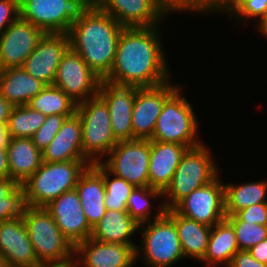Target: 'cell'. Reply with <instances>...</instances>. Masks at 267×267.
I'll use <instances>...</instances> for the list:
<instances>
[{
	"label": "cell",
	"instance_id": "ffe728a7",
	"mask_svg": "<svg viewBox=\"0 0 267 267\" xmlns=\"http://www.w3.org/2000/svg\"><path fill=\"white\" fill-rule=\"evenodd\" d=\"M0 253L9 267L42 266L23 220L10 219L0 223Z\"/></svg>",
	"mask_w": 267,
	"mask_h": 267
},
{
	"label": "cell",
	"instance_id": "d4e9b609",
	"mask_svg": "<svg viewBox=\"0 0 267 267\" xmlns=\"http://www.w3.org/2000/svg\"><path fill=\"white\" fill-rule=\"evenodd\" d=\"M45 86L22 67L0 70V94L12 106L27 105Z\"/></svg>",
	"mask_w": 267,
	"mask_h": 267
},
{
	"label": "cell",
	"instance_id": "484cf974",
	"mask_svg": "<svg viewBox=\"0 0 267 267\" xmlns=\"http://www.w3.org/2000/svg\"><path fill=\"white\" fill-rule=\"evenodd\" d=\"M7 149L10 178L22 185L42 164V152L32 138H11Z\"/></svg>",
	"mask_w": 267,
	"mask_h": 267
},
{
	"label": "cell",
	"instance_id": "9c48e42d",
	"mask_svg": "<svg viewBox=\"0 0 267 267\" xmlns=\"http://www.w3.org/2000/svg\"><path fill=\"white\" fill-rule=\"evenodd\" d=\"M76 113L82 124L83 154L92 164L99 163L118 142L112 133L108 105L97 95L78 103Z\"/></svg>",
	"mask_w": 267,
	"mask_h": 267
},
{
	"label": "cell",
	"instance_id": "f6af8a7d",
	"mask_svg": "<svg viewBox=\"0 0 267 267\" xmlns=\"http://www.w3.org/2000/svg\"><path fill=\"white\" fill-rule=\"evenodd\" d=\"M11 137L6 125H0V147H7Z\"/></svg>",
	"mask_w": 267,
	"mask_h": 267
},
{
	"label": "cell",
	"instance_id": "e575fe53",
	"mask_svg": "<svg viewBox=\"0 0 267 267\" xmlns=\"http://www.w3.org/2000/svg\"><path fill=\"white\" fill-rule=\"evenodd\" d=\"M238 0H172V12L204 15L220 13L224 16L234 9ZM187 11V12H186Z\"/></svg>",
	"mask_w": 267,
	"mask_h": 267
},
{
	"label": "cell",
	"instance_id": "d6a6232c",
	"mask_svg": "<svg viewBox=\"0 0 267 267\" xmlns=\"http://www.w3.org/2000/svg\"><path fill=\"white\" fill-rule=\"evenodd\" d=\"M45 119L46 115L28 105L13 106L6 126L11 138H32Z\"/></svg>",
	"mask_w": 267,
	"mask_h": 267
},
{
	"label": "cell",
	"instance_id": "ba28073f",
	"mask_svg": "<svg viewBox=\"0 0 267 267\" xmlns=\"http://www.w3.org/2000/svg\"><path fill=\"white\" fill-rule=\"evenodd\" d=\"M94 4V0H19V10L22 19L44 33H68Z\"/></svg>",
	"mask_w": 267,
	"mask_h": 267
},
{
	"label": "cell",
	"instance_id": "d590c367",
	"mask_svg": "<svg viewBox=\"0 0 267 267\" xmlns=\"http://www.w3.org/2000/svg\"><path fill=\"white\" fill-rule=\"evenodd\" d=\"M226 219L235 230L239 250L248 251L254 245L267 239V226L243 222L235 215H226Z\"/></svg>",
	"mask_w": 267,
	"mask_h": 267
},
{
	"label": "cell",
	"instance_id": "44dd1931",
	"mask_svg": "<svg viewBox=\"0 0 267 267\" xmlns=\"http://www.w3.org/2000/svg\"><path fill=\"white\" fill-rule=\"evenodd\" d=\"M75 190L89 225L93 228L106 212L103 165L93 163L79 177Z\"/></svg>",
	"mask_w": 267,
	"mask_h": 267
},
{
	"label": "cell",
	"instance_id": "8992f818",
	"mask_svg": "<svg viewBox=\"0 0 267 267\" xmlns=\"http://www.w3.org/2000/svg\"><path fill=\"white\" fill-rule=\"evenodd\" d=\"M181 87L165 100L150 140L178 143L192 148L203 143L197 134L200 124L193 106L182 92L184 88Z\"/></svg>",
	"mask_w": 267,
	"mask_h": 267
},
{
	"label": "cell",
	"instance_id": "74e56055",
	"mask_svg": "<svg viewBox=\"0 0 267 267\" xmlns=\"http://www.w3.org/2000/svg\"><path fill=\"white\" fill-rule=\"evenodd\" d=\"M72 115H48L42 126L32 136L33 143L42 152L54 139L65 119Z\"/></svg>",
	"mask_w": 267,
	"mask_h": 267
},
{
	"label": "cell",
	"instance_id": "ab89813d",
	"mask_svg": "<svg viewBox=\"0 0 267 267\" xmlns=\"http://www.w3.org/2000/svg\"><path fill=\"white\" fill-rule=\"evenodd\" d=\"M19 16V0H0V35Z\"/></svg>",
	"mask_w": 267,
	"mask_h": 267
},
{
	"label": "cell",
	"instance_id": "5b68a950",
	"mask_svg": "<svg viewBox=\"0 0 267 267\" xmlns=\"http://www.w3.org/2000/svg\"><path fill=\"white\" fill-rule=\"evenodd\" d=\"M204 144L188 148L182 156L169 186L162 193L166 210L173 209L192 191L210 183L220 174L211 148Z\"/></svg>",
	"mask_w": 267,
	"mask_h": 267
},
{
	"label": "cell",
	"instance_id": "f1b7e54d",
	"mask_svg": "<svg viewBox=\"0 0 267 267\" xmlns=\"http://www.w3.org/2000/svg\"><path fill=\"white\" fill-rule=\"evenodd\" d=\"M225 213L236 212L254 204L267 203V180L245 182L244 184L224 183Z\"/></svg>",
	"mask_w": 267,
	"mask_h": 267
},
{
	"label": "cell",
	"instance_id": "7bdbcfd3",
	"mask_svg": "<svg viewBox=\"0 0 267 267\" xmlns=\"http://www.w3.org/2000/svg\"><path fill=\"white\" fill-rule=\"evenodd\" d=\"M13 106L0 94V125H7Z\"/></svg>",
	"mask_w": 267,
	"mask_h": 267
},
{
	"label": "cell",
	"instance_id": "f35d334b",
	"mask_svg": "<svg viewBox=\"0 0 267 267\" xmlns=\"http://www.w3.org/2000/svg\"><path fill=\"white\" fill-rule=\"evenodd\" d=\"M243 222L267 226V203L254 204L234 214Z\"/></svg>",
	"mask_w": 267,
	"mask_h": 267
},
{
	"label": "cell",
	"instance_id": "8d00e7d4",
	"mask_svg": "<svg viewBox=\"0 0 267 267\" xmlns=\"http://www.w3.org/2000/svg\"><path fill=\"white\" fill-rule=\"evenodd\" d=\"M266 15L267 0H238L234 9L228 14V18L244 23H248V19L256 18L257 23V20L259 21Z\"/></svg>",
	"mask_w": 267,
	"mask_h": 267
},
{
	"label": "cell",
	"instance_id": "4316f807",
	"mask_svg": "<svg viewBox=\"0 0 267 267\" xmlns=\"http://www.w3.org/2000/svg\"><path fill=\"white\" fill-rule=\"evenodd\" d=\"M138 231L139 224L127 211L106 210L93 227L91 238L104 243L136 244L131 238Z\"/></svg>",
	"mask_w": 267,
	"mask_h": 267
},
{
	"label": "cell",
	"instance_id": "b9f144b4",
	"mask_svg": "<svg viewBox=\"0 0 267 267\" xmlns=\"http://www.w3.org/2000/svg\"><path fill=\"white\" fill-rule=\"evenodd\" d=\"M248 251L257 261L267 265V239L254 245Z\"/></svg>",
	"mask_w": 267,
	"mask_h": 267
},
{
	"label": "cell",
	"instance_id": "30bf717a",
	"mask_svg": "<svg viewBox=\"0 0 267 267\" xmlns=\"http://www.w3.org/2000/svg\"><path fill=\"white\" fill-rule=\"evenodd\" d=\"M104 159L100 163L111 174L135 187L149 186L150 139L118 141Z\"/></svg>",
	"mask_w": 267,
	"mask_h": 267
},
{
	"label": "cell",
	"instance_id": "9a60e30c",
	"mask_svg": "<svg viewBox=\"0 0 267 267\" xmlns=\"http://www.w3.org/2000/svg\"><path fill=\"white\" fill-rule=\"evenodd\" d=\"M44 34L19 16L0 35V70L22 67Z\"/></svg>",
	"mask_w": 267,
	"mask_h": 267
},
{
	"label": "cell",
	"instance_id": "5bb4252c",
	"mask_svg": "<svg viewBox=\"0 0 267 267\" xmlns=\"http://www.w3.org/2000/svg\"><path fill=\"white\" fill-rule=\"evenodd\" d=\"M137 88L134 84L101 78L98 95L108 105L112 133L117 141L133 140L132 111Z\"/></svg>",
	"mask_w": 267,
	"mask_h": 267
},
{
	"label": "cell",
	"instance_id": "cb8c5ba5",
	"mask_svg": "<svg viewBox=\"0 0 267 267\" xmlns=\"http://www.w3.org/2000/svg\"><path fill=\"white\" fill-rule=\"evenodd\" d=\"M175 223L183 255L188 259L202 261L208 248L211 227L178 214L174 209L165 212Z\"/></svg>",
	"mask_w": 267,
	"mask_h": 267
},
{
	"label": "cell",
	"instance_id": "7a4b0ae2",
	"mask_svg": "<svg viewBox=\"0 0 267 267\" xmlns=\"http://www.w3.org/2000/svg\"><path fill=\"white\" fill-rule=\"evenodd\" d=\"M123 27L95 4L68 32L70 48L78 53L100 78L106 77L114 64Z\"/></svg>",
	"mask_w": 267,
	"mask_h": 267
},
{
	"label": "cell",
	"instance_id": "c3c4849f",
	"mask_svg": "<svg viewBox=\"0 0 267 267\" xmlns=\"http://www.w3.org/2000/svg\"><path fill=\"white\" fill-rule=\"evenodd\" d=\"M39 267H57V266L42 265V266H39Z\"/></svg>",
	"mask_w": 267,
	"mask_h": 267
},
{
	"label": "cell",
	"instance_id": "4dcf8cb0",
	"mask_svg": "<svg viewBox=\"0 0 267 267\" xmlns=\"http://www.w3.org/2000/svg\"><path fill=\"white\" fill-rule=\"evenodd\" d=\"M28 208L23 186L10 177L0 179V223L10 219L23 220Z\"/></svg>",
	"mask_w": 267,
	"mask_h": 267
},
{
	"label": "cell",
	"instance_id": "60d3db41",
	"mask_svg": "<svg viewBox=\"0 0 267 267\" xmlns=\"http://www.w3.org/2000/svg\"><path fill=\"white\" fill-rule=\"evenodd\" d=\"M228 267H267V265L253 258L249 251L240 250L234 254Z\"/></svg>",
	"mask_w": 267,
	"mask_h": 267
},
{
	"label": "cell",
	"instance_id": "52a82bcc",
	"mask_svg": "<svg viewBox=\"0 0 267 267\" xmlns=\"http://www.w3.org/2000/svg\"><path fill=\"white\" fill-rule=\"evenodd\" d=\"M139 231L142 237L141 245L135 248L136 262L142 257V262L148 265L145 267H171L185 259L175 223L166 213L140 224Z\"/></svg>",
	"mask_w": 267,
	"mask_h": 267
},
{
	"label": "cell",
	"instance_id": "7dc6e473",
	"mask_svg": "<svg viewBox=\"0 0 267 267\" xmlns=\"http://www.w3.org/2000/svg\"><path fill=\"white\" fill-rule=\"evenodd\" d=\"M0 267H9L7 261L5 260V258L1 253H0Z\"/></svg>",
	"mask_w": 267,
	"mask_h": 267
},
{
	"label": "cell",
	"instance_id": "836d02e7",
	"mask_svg": "<svg viewBox=\"0 0 267 267\" xmlns=\"http://www.w3.org/2000/svg\"><path fill=\"white\" fill-rule=\"evenodd\" d=\"M103 180L106 191L104 199L106 210L127 211V200L135 186L111 174L104 166Z\"/></svg>",
	"mask_w": 267,
	"mask_h": 267
},
{
	"label": "cell",
	"instance_id": "e0dca14e",
	"mask_svg": "<svg viewBox=\"0 0 267 267\" xmlns=\"http://www.w3.org/2000/svg\"><path fill=\"white\" fill-rule=\"evenodd\" d=\"M136 245L104 243L89 237L74 246L72 267H133Z\"/></svg>",
	"mask_w": 267,
	"mask_h": 267
},
{
	"label": "cell",
	"instance_id": "6da1fadb",
	"mask_svg": "<svg viewBox=\"0 0 267 267\" xmlns=\"http://www.w3.org/2000/svg\"><path fill=\"white\" fill-rule=\"evenodd\" d=\"M159 27H125L117 43L113 67L106 78L138 88L155 87L171 80Z\"/></svg>",
	"mask_w": 267,
	"mask_h": 267
},
{
	"label": "cell",
	"instance_id": "3957f363",
	"mask_svg": "<svg viewBox=\"0 0 267 267\" xmlns=\"http://www.w3.org/2000/svg\"><path fill=\"white\" fill-rule=\"evenodd\" d=\"M23 222L35 255L42 265L72 267L74 246L62 234L45 207L29 206Z\"/></svg>",
	"mask_w": 267,
	"mask_h": 267
},
{
	"label": "cell",
	"instance_id": "f546056e",
	"mask_svg": "<svg viewBox=\"0 0 267 267\" xmlns=\"http://www.w3.org/2000/svg\"><path fill=\"white\" fill-rule=\"evenodd\" d=\"M152 198L153 200L161 199L163 194L160 190L146 186L135 187L127 200V212L139 225L159 218L166 212L164 203L161 200V202L157 203L159 207L156 206L157 208H155L157 213H152L153 205H155V203H151Z\"/></svg>",
	"mask_w": 267,
	"mask_h": 267
},
{
	"label": "cell",
	"instance_id": "bcb514c9",
	"mask_svg": "<svg viewBox=\"0 0 267 267\" xmlns=\"http://www.w3.org/2000/svg\"><path fill=\"white\" fill-rule=\"evenodd\" d=\"M257 32L261 33V36L266 37L267 39V15L257 21ZM259 30V31H258Z\"/></svg>",
	"mask_w": 267,
	"mask_h": 267
},
{
	"label": "cell",
	"instance_id": "7402d4cb",
	"mask_svg": "<svg viewBox=\"0 0 267 267\" xmlns=\"http://www.w3.org/2000/svg\"><path fill=\"white\" fill-rule=\"evenodd\" d=\"M82 124L75 112L67 117L50 144L42 151V162L88 160L82 148Z\"/></svg>",
	"mask_w": 267,
	"mask_h": 267
},
{
	"label": "cell",
	"instance_id": "8fae6325",
	"mask_svg": "<svg viewBox=\"0 0 267 267\" xmlns=\"http://www.w3.org/2000/svg\"><path fill=\"white\" fill-rule=\"evenodd\" d=\"M123 27H153L173 14L172 0H94ZM165 17V18H164Z\"/></svg>",
	"mask_w": 267,
	"mask_h": 267
},
{
	"label": "cell",
	"instance_id": "603a6c76",
	"mask_svg": "<svg viewBox=\"0 0 267 267\" xmlns=\"http://www.w3.org/2000/svg\"><path fill=\"white\" fill-rule=\"evenodd\" d=\"M187 149V146L178 143L150 140L149 187L163 193Z\"/></svg>",
	"mask_w": 267,
	"mask_h": 267
},
{
	"label": "cell",
	"instance_id": "277c9868",
	"mask_svg": "<svg viewBox=\"0 0 267 267\" xmlns=\"http://www.w3.org/2000/svg\"><path fill=\"white\" fill-rule=\"evenodd\" d=\"M91 164L89 160L42 162L22 184L29 206L45 207L64 192L75 189L79 177Z\"/></svg>",
	"mask_w": 267,
	"mask_h": 267
},
{
	"label": "cell",
	"instance_id": "ee69618b",
	"mask_svg": "<svg viewBox=\"0 0 267 267\" xmlns=\"http://www.w3.org/2000/svg\"><path fill=\"white\" fill-rule=\"evenodd\" d=\"M10 177L9 167H8V158H7V149L6 147H0V179Z\"/></svg>",
	"mask_w": 267,
	"mask_h": 267
},
{
	"label": "cell",
	"instance_id": "d6986e66",
	"mask_svg": "<svg viewBox=\"0 0 267 267\" xmlns=\"http://www.w3.org/2000/svg\"><path fill=\"white\" fill-rule=\"evenodd\" d=\"M45 208L51 213L58 228L73 246L91 237L93 228L86 219L75 189L64 192Z\"/></svg>",
	"mask_w": 267,
	"mask_h": 267
},
{
	"label": "cell",
	"instance_id": "2e32d148",
	"mask_svg": "<svg viewBox=\"0 0 267 267\" xmlns=\"http://www.w3.org/2000/svg\"><path fill=\"white\" fill-rule=\"evenodd\" d=\"M179 86L169 80L159 86L136 89L132 111L133 140L152 137L165 100Z\"/></svg>",
	"mask_w": 267,
	"mask_h": 267
},
{
	"label": "cell",
	"instance_id": "ac0fdd59",
	"mask_svg": "<svg viewBox=\"0 0 267 267\" xmlns=\"http://www.w3.org/2000/svg\"><path fill=\"white\" fill-rule=\"evenodd\" d=\"M69 48L68 33H45L22 68L45 85H53L58 65Z\"/></svg>",
	"mask_w": 267,
	"mask_h": 267
},
{
	"label": "cell",
	"instance_id": "4fadbf2b",
	"mask_svg": "<svg viewBox=\"0 0 267 267\" xmlns=\"http://www.w3.org/2000/svg\"><path fill=\"white\" fill-rule=\"evenodd\" d=\"M219 176L192 191L173 209L178 214L209 227L225 219V189Z\"/></svg>",
	"mask_w": 267,
	"mask_h": 267
},
{
	"label": "cell",
	"instance_id": "1f68e13d",
	"mask_svg": "<svg viewBox=\"0 0 267 267\" xmlns=\"http://www.w3.org/2000/svg\"><path fill=\"white\" fill-rule=\"evenodd\" d=\"M27 105L46 116L73 115L77 107V104L55 85H46Z\"/></svg>",
	"mask_w": 267,
	"mask_h": 267
},
{
	"label": "cell",
	"instance_id": "7c38bea8",
	"mask_svg": "<svg viewBox=\"0 0 267 267\" xmlns=\"http://www.w3.org/2000/svg\"><path fill=\"white\" fill-rule=\"evenodd\" d=\"M100 84L101 78L78 53L69 48L58 65L53 85L78 104L97 96Z\"/></svg>",
	"mask_w": 267,
	"mask_h": 267
},
{
	"label": "cell",
	"instance_id": "83f0119b",
	"mask_svg": "<svg viewBox=\"0 0 267 267\" xmlns=\"http://www.w3.org/2000/svg\"><path fill=\"white\" fill-rule=\"evenodd\" d=\"M240 251L236 241V233L232 224L225 218L211 227L208 248L204 259L200 262L205 267H228L234 254Z\"/></svg>",
	"mask_w": 267,
	"mask_h": 267
}]
</instances>
